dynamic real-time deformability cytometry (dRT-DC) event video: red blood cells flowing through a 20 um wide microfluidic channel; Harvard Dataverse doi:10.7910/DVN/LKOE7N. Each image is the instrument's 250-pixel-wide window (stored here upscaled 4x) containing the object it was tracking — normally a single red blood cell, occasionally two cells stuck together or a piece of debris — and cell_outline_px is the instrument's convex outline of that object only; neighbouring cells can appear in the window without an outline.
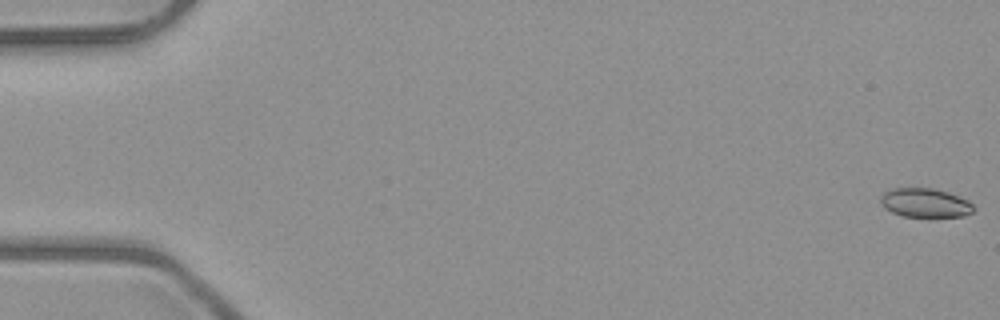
{"species": "common noctule bat (a hibernating species)", "species_latin": "Nyctalus noctula", "temperature_condition": "room temperature", "stored_images_in_passage": 6, "camera_frame_rate_fps": 3000, "um_per_image_px": 0.085, "animal": {"sex": "male", "body_mass_g": 23.1, "forearm_length_mm": 52.7}, "frame": {"image": 1, "passage_image": 1, "time_ms": 0.0, "image_size_px": [1000, 320], "cell_outline_px": [[976, 208], [972, 212], [964, 216], [904, 216], [892, 212], [884, 208], [880, 204], [880, 196], [884, 192], [892, 188], [932, 188], [948, 192], [968, 200]], "centroid_in_image_um": [78.62, 17.23], "position_along_channel_um": 6.4, "area_um2": 15.72}}